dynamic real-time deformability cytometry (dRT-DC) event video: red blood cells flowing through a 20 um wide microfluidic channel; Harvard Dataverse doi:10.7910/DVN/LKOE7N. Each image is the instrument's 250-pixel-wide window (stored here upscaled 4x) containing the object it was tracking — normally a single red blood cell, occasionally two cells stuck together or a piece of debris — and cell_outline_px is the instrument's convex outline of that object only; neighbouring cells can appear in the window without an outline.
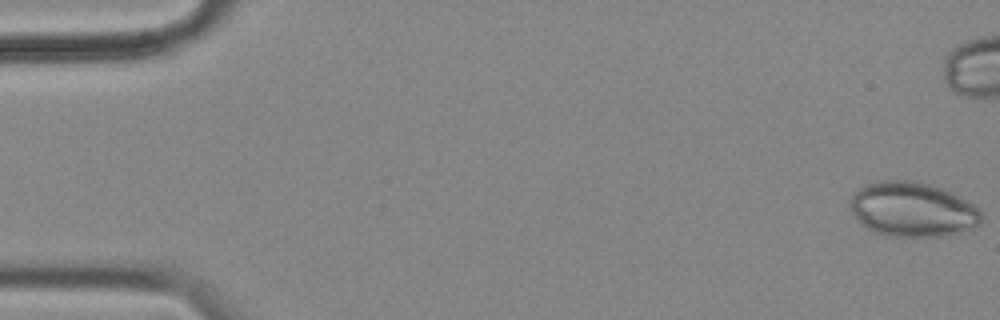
{"species": "common noctule bat (a hibernating species)", "species_latin": "Nyctalus noctula", "temperature_condition": "cold", "stored_images_in_passage": 4, "camera_frame_rate_fps": 3000, "um_per_image_px": 0.085, "animal": {"sex": "female", "body_mass_g": 18.4}, "frame": {"image": 1, "passage_image": 4, "time_ms": 1.0, "image_size_px": [1000, 320], "cell_outline_px": [[980, 224], [968, 232], [948, 236], [892, 236], [876, 232], [868, 228], [852, 212], [848, 204], [852, 196], [864, 184], [880, 180], [916, 180], [940, 188], [968, 200], [980, 212]], "centroid_in_image_um": [77.59, 17.8], "position_along_channel_um": 7.4, "area_um2": 41.73}}